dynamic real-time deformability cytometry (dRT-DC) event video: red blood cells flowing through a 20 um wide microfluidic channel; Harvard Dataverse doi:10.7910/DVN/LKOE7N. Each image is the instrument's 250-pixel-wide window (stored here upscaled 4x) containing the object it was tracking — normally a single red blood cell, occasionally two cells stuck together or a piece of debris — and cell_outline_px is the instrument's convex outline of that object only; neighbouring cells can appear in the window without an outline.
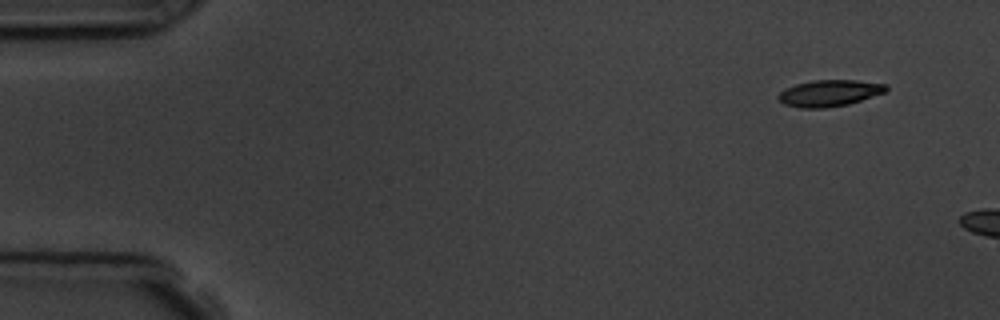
{"species": "common noctule bat (a hibernating species)", "species_latin": "Nyctalus noctula", "temperature_condition": "room temperature", "stored_images_in_passage": 3, "camera_frame_rate_fps": 3000, "um_per_image_px": 0.085, "animal": {"sex": "male", "body_mass_g": 19.5, "forearm_length_mm": 54.6}, "frame": {"image": 1, "passage_image": 1, "time_ms": 0.0, "image_size_px": [1000, 320], "cell_outline_px": [[888, 88], [884, 92], [848, 104], [824, 108], [800, 108], [784, 104], [776, 96], [784, 88], [796, 84], [812, 80], [856, 80], [888, 84]], "centroid_in_image_um": [70.46, 7.91], "position_along_channel_um": 14.5, "area_um2": 16.59}}